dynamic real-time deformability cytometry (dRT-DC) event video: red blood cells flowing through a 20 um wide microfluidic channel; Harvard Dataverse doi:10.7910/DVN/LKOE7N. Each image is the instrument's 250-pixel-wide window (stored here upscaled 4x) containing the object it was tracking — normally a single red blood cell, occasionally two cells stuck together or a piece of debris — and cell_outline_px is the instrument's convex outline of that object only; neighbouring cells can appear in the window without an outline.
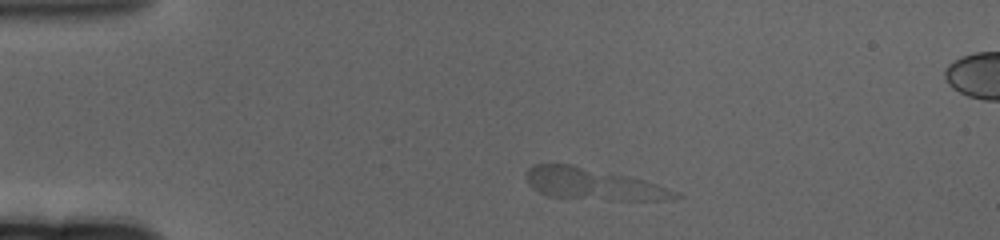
{"species": "human", "species_latin": "Homo sapiens", "temperature_condition": "cold", "stored_images_in_passage": 56, "camera_frame_rate_fps": 3000, "um_per_image_px": 0.085, "donor": {"sex": "female"}, "frame": {"image": 1, "passage_image": 6, "time_ms": 1.667, "image_size_px": [1000, 240], "cell_outline_px": [[684, 196], [672, 200], [608, 200], [548, 196], [532, 188], [528, 184], [524, 176], [528, 168], [536, 164], [568, 164], [644, 180], [668, 188]], "centroid_in_image_um": [50.4, 15.66], "position_along_channel_um": 34.6, "area_um2": 27.22}}
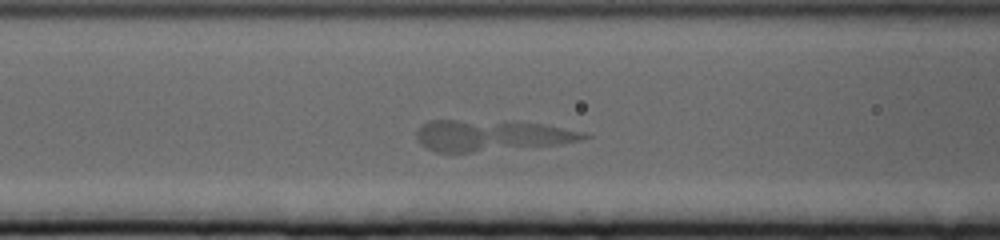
{"frame": {"image": 2, "passage_image": 19, "time_ms": 6.0, "image_size_px": [1000, 240], "cell_outline_px": [[592, 136], [580, 140], [560, 144], [468, 152], [436, 152], [424, 148], [420, 144], [416, 136], [416, 132], [420, 124], [428, 120], [456, 120], [540, 124], [584, 132]], "centroid_in_image_um": [41.66, 11.53], "position_along_channel_um": 124.9, "area_um2": 29.77}}
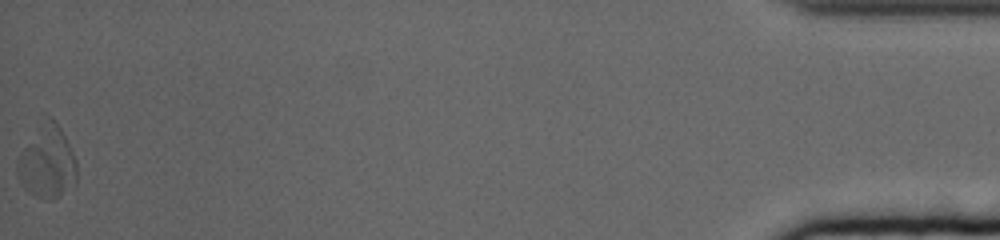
{"frame": {"image": 3, "passage_image": 56, "time_ms": 18.333, "image_size_px": [1000, 240], "cell_outline_px": [[76, 184], [60, 196], [52, 200], [36, 196], [28, 192], [20, 184], [16, 172], [16, 164], [20, 152], [48, 116], [52, 116], [60, 128], [76, 160]], "centroid_in_image_um": [4.0, 13.84], "position_along_channel_um": 431.2, "area_um2": 24.8}}